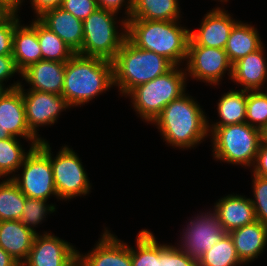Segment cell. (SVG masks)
I'll list each match as a JSON object with an SVG mask.
<instances>
[{"label":"cell","instance_id":"1","mask_svg":"<svg viewBox=\"0 0 267 266\" xmlns=\"http://www.w3.org/2000/svg\"><path fill=\"white\" fill-rule=\"evenodd\" d=\"M162 138L179 149H191L201 144L208 132V118L200 104L188 93L170 102L151 123Z\"/></svg>","mask_w":267,"mask_h":266},{"label":"cell","instance_id":"2","mask_svg":"<svg viewBox=\"0 0 267 266\" xmlns=\"http://www.w3.org/2000/svg\"><path fill=\"white\" fill-rule=\"evenodd\" d=\"M189 31L179 20L129 19L126 23V38L132 44L163 56L174 66H182L187 59Z\"/></svg>","mask_w":267,"mask_h":266},{"label":"cell","instance_id":"3","mask_svg":"<svg viewBox=\"0 0 267 266\" xmlns=\"http://www.w3.org/2000/svg\"><path fill=\"white\" fill-rule=\"evenodd\" d=\"M113 86L111 61L76 53L66 62L62 96L71 107L83 106Z\"/></svg>","mask_w":267,"mask_h":266},{"label":"cell","instance_id":"4","mask_svg":"<svg viewBox=\"0 0 267 266\" xmlns=\"http://www.w3.org/2000/svg\"><path fill=\"white\" fill-rule=\"evenodd\" d=\"M113 64L114 87L121 96L169 71L174 65L153 51L140 49L127 38L116 54Z\"/></svg>","mask_w":267,"mask_h":266},{"label":"cell","instance_id":"5","mask_svg":"<svg viewBox=\"0 0 267 266\" xmlns=\"http://www.w3.org/2000/svg\"><path fill=\"white\" fill-rule=\"evenodd\" d=\"M173 66L155 79L137 86L126 96L130 97L134 111L143 121L152 123L166 105L186 93V71Z\"/></svg>","mask_w":267,"mask_h":266},{"label":"cell","instance_id":"6","mask_svg":"<svg viewBox=\"0 0 267 266\" xmlns=\"http://www.w3.org/2000/svg\"><path fill=\"white\" fill-rule=\"evenodd\" d=\"M213 157L217 161L252 167L260 144L262 131L246 122L222 127H208Z\"/></svg>","mask_w":267,"mask_h":266},{"label":"cell","instance_id":"7","mask_svg":"<svg viewBox=\"0 0 267 266\" xmlns=\"http://www.w3.org/2000/svg\"><path fill=\"white\" fill-rule=\"evenodd\" d=\"M118 21L122 26L119 31ZM118 21L117 13L97 8L83 21V43L78 54L112 62L127 37V21L124 17Z\"/></svg>","mask_w":267,"mask_h":266},{"label":"cell","instance_id":"8","mask_svg":"<svg viewBox=\"0 0 267 266\" xmlns=\"http://www.w3.org/2000/svg\"><path fill=\"white\" fill-rule=\"evenodd\" d=\"M51 152L47 140L34 146L18 169H22L21 174H15L11 178L26 197L48 200L50 196H54L58 199L53 180Z\"/></svg>","mask_w":267,"mask_h":266},{"label":"cell","instance_id":"9","mask_svg":"<svg viewBox=\"0 0 267 266\" xmlns=\"http://www.w3.org/2000/svg\"><path fill=\"white\" fill-rule=\"evenodd\" d=\"M56 154L51 153V165L58 199L67 201L89 194L91 183L77 153L64 145Z\"/></svg>","mask_w":267,"mask_h":266},{"label":"cell","instance_id":"10","mask_svg":"<svg viewBox=\"0 0 267 266\" xmlns=\"http://www.w3.org/2000/svg\"><path fill=\"white\" fill-rule=\"evenodd\" d=\"M182 238L177 247L197 262L203 254L219 242L227 232L223 229L214 210L197 214L183 228Z\"/></svg>","mask_w":267,"mask_h":266},{"label":"cell","instance_id":"11","mask_svg":"<svg viewBox=\"0 0 267 266\" xmlns=\"http://www.w3.org/2000/svg\"><path fill=\"white\" fill-rule=\"evenodd\" d=\"M187 78L219 85L224 74L231 79L232 63L230 62L225 49L205 46H188L187 59L185 62Z\"/></svg>","mask_w":267,"mask_h":266},{"label":"cell","instance_id":"12","mask_svg":"<svg viewBox=\"0 0 267 266\" xmlns=\"http://www.w3.org/2000/svg\"><path fill=\"white\" fill-rule=\"evenodd\" d=\"M19 87L22 90L29 130L41 142L46 141V139L39 137L37 128L44 125H54L61 115L60 113L71 106L62 95L25 89L23 84Z\"/></svg>","mask_w":267,"mask_h":266},{"label":"cell","instance_id":"13","mask_svg":"<svg viewBox=\"0 0 267 266\" xmlns=\"http://www.w3.org/2000/svg\"><path fill=\"white\" fill-rule=\"evenodd\" d=\"M78 259V250L51 232L37 233L27 259L21 266H70Z\"/></svg>","mask_w":267,"mask_h":266},{"label":"cell","instance_id":"14","mask_svg":"<svg viewBox=\"0 0 267 266\" xmlns=\"http://www.w3.org/2000/svg\"><path fill=\"white\" fill-rule=\"evenodd\" d=\"M227 12L223 7L209 10L201 20L199 29H190L188 46L225 49L230 31L238 21Z\"/></svg>","mask_w":267,"mask_h":266},{"label":"cell","instance_id":"15","mask_svg":"<svg viewBox=\"0 0 267 266\" xmlns=\"http://www.w3.org/2000/svg\"><path fill=\"white\" fill-rule=\"evenodd\" d=\"M78 260L81 266H132L131 246L105 228L92 250L85 255L78 250Z\"/></svg>","mask_w":267,"mask_h":266},{"label":"cell","instance_id":"16","mask_svg":"<svg viewBox=\"0 0 267 266\" xmlns=\"http://www.w3.org/2000/svg\"><path fill=\"white\" fill-rule=\"evenodd\" d=\"M0 127L10 136L22 137L34 146L41 143L29 130L20 87L8 89L0 98Z\"/></svg>","mask_w":267,"mask_h":266},{"label":"cell","instance_id":"17","mask_svg":"<svg viewBox=\"0 0 267 266\" xmlns=\"http://www.w3.org/2000/svg\"><path fill=\"white\" fill-rule=\"evenodd\" d=\"M213 210L227 233L256 221L251 199L245 195L233 193L221 197L216 201Z\"/></svg>","mask_w":267,"mask_h":266},{"label":"cell","instance_id":"18","mask_svg":"<svg viewBox=\"0 0 267 266\" xmlns=\"http://www.w3.org/2000/svg\"><path fill=\"white\" fill-rule=\"evenodd\" d=\"M65 68L66 62L40 60L25 69L21 77L30 85L29 90L62 95Z\"/></svg>","mask_w":267,"mask_h":266},{"label":"cell","instance_id":"19","mask_svg":"<svg viewBox=\"0 0 267 266\" xmlns=\"http://www.w3.org/2000/svg\"><path fill=\"white\" fill-rule=\"evenodd\" d=\"M265 46L249 53L232 64L231 80L242 87V90H262L267 82V61Z\"/></svg>","mask_w":267,"mask_h":266},{"label":"cell","instance_id":"20","mask_svg":"<svg viewBox=\"0 0 267 266\" xmlns=\"http://www.w3.org/2000/svg\"><path fill=\"white\" fill-rule=\"evenodd\" d=\"M38 19L56 33L75 53L83 43V21L61 7L45 11Z\"/></svg>","mask_w":267,"mask_h":266},{"label":"cell","instance_id":"21","mask_svg":"<svg viewBox=\"0 0 267 266\" xmlns=\"http://www.w3.org/2000/svg\"><path fill=\"white\" fill-rule=\"evenodd\" d=\"M228 234L243 264L253 262L255 258L261 256L267 245V225L257 220Z\"/></svg>","mask_w":267,"mask_h":266},{"label":"cell","instance_id":"22","mask_svg":"<svg viewBox=\"0 0 267 266\" xmlns=\"http://www.w3.org/2000/svg\"><path fill=\"white\" fill-rule=\"evenodd\" d=\"M36 235L20 220L0 221V247L20 264L27 259Z\"/></svg>","mask_w":267,"mask_h":266},{"label":"cell","instance_id":"23","mask_svg":"<svg viewBox=\"0 0 267 266\" xmlns=\"http://www.w3.org/2000/svg\"><path fill=\"white\" fill-rule=\"evenodd\" d=\"M12 56L17 69L21 73L31 64L42 60L37 30L31 24L22 25L20 21L15 26L12 44Z\"/></svg>","mask_w":267,"mask_h":266},{"label":"cell","instance_id":"24","mask_svg":"<svg viewBox=\"0 0 267 266\" xmlns=\"http://www.w3.org/2000/svg\"><path fill=\"white\" fill-rule=\"evenodd\" d=\"M256 27L237 21L230 31L225 47L230 62L233 64L249 53H253L263 46Z\"/></svg>","mask_w":267,"mask_h":266},{"label":"cell","instance_id":"25","mask_svg":"<svg viewBox=\"0 0 267 266\" xmlns=\"http://www.w3.org/2000/svg\"><path fill=\"white\" fill-rule=\"evenodd\" d=\"M247 91L233 90L224 93L217 103L219 121L208 127H222L230 124L243 123L246 120Z\"/></svg>","mask_w":267,"mask_h":266},{"label":"cell","instance_id":"26","mask_svg":"<svg viewBox=\"0 0 267 266\" xmlns=\"http://www.w3.org/2000/svg\"><path fill=\"white\" fill-rule=\"evenodd\" d=\"M181 10L179 0H133L130 19L175 21Z\"/></svg>","mask_w":267,"mask_h":266},{"label":"cell","instance_id":"27","mask_svg":"<svg viewBox=\"0 0 267 266\" xmlns=\"http://www.w3.org/2000/svg\"><path fill=\"white\" fill-rule=\"evenodd\" d=\"M31 25L37 30L42 60L67 62L76 53L53 31L46 27L38 18Z\"/></svg>","mask_w":267,"mask_h":266},{"label":"cell","instance_id":"28","mask_svg":"<svg viewBox=\"0 0 267 266\" xmlns=\"http://www.w3.org/2000/svg\"><path fill=\"white\" fill-rule=\"evenodd\" d=\"M26 198L11 178L1 181L0 221L20 220Z\"/></svg>","mask_w":267,"mask_h":266},{"label":"cell","instance_id":"29","mask_svg":"<svg viewBox=\"0 0 267 266\" xmlns=\"http://www.w3.org/2000/svg\"><path fill=\"white\" fill-rule=\"evenodd\" d=\"M20 138L11 136L0 140V179L3 177L12 178L18 172L19 167L29 151L34 147L30 143V148L27 152L20 144ZM13 174V175H12ZM11 176V177H10Z\"/></svg>","mask_w":267,"mask_h":266},{"label":"cell","instance_id":"30","mask_svg":"<svg viewBox=\"0 0 267 266\" xmlns=\"http://www.w3.org/2000/svg\"><path fill=\"white\" fill-rule=\"evenodd\" d=\"M198 266H240L244 265L227 233L219 242L207 250L197 262Z\"/></svg>","mask_w":267,"mask_h":266},{"label":"cell","instance_id":"31","mask_svg":"<svg viewBox=\"0 0 267 266\" xmlns=\"http://www.w3.org/2000/svg\"><path fill=\"white\" fill-rule=\"evenodd\" d=\"M132 266H159V243L148 229L139 231L136 249L131 246Z\"/></svg>","mask_w":267,"mask_h":266},{"label":"cell","instance_id":"32","mask_svg":"<svg viewBox=\"0 0 267 266\" xmlns=\"http://www.w3.org/2000/svg\"><path fill=\"white\" fill-rule=\"evenodd\" d=\"M245 122L261 131L267 127V88L247 91Z\"/></svg>","mask_w":267,"mask_h":266},{"label":"cell","instance_id":"33","mask_svg":"<svg viewBox=\"0 0 267 266\" xmlns=\"http://www.w3.org/2000/svg\"><path fill=\"white\" fill-rule=\"evenodd\" d=\"M48 200L26 198L20 221L32 231L38 233L35 229L46 219L47 214L56 210L55 204H48ZM47 203V204H46Z\"/></svg>","mask_w":267,"mask_h":266},{"label":"cell","instance_id":"34","mask_svg":"<svg viewBox=\"0 0 267 266\" xmlns=\"http://www.w3.org/2000/svg\"><path fill=\"white\" fill-rule=\"evenodd\" d=\"M253 198L256 220L267 225V177L252 174Z\"/></svg>","mask_w":267,"mask_h":266},{"label":"cell","instance_id":"35","mask_svg":"<svg viewBox=\"0 0 267 266\" xmlns=\"http://www.w3.org/2000/svg\"><path fill=\"white\" fill-rule=\"evenodd\" d=\"M159 266H198V264L177 246L159 244Z\"/></svg>","mask_w":267,"mask_h":266},{"label":"cell","instance_id":"36","mask_svg":"<svg viewBox=\"0 0 267 266\" xmlns=\"http://www.w3.org/2000/svg\"><path fill=\"white\" fill-rule=\"evenodd\" d=\"M19 20L18 12H12L0 23V55H12L14 29Z\"/></svg>","mask_w":267,"mask_h":266},{"label":"cell","instance_id":"37","mask_svg":"<svg viewBox=\"0 0 267 266\" xmlns=\"http://www.w3.org/2000/svg\"><path fill=\"white\" fill-rule=\"evenodd\" d=\"M61 8L84 21L98 6L96 0H63Z\"/></svg>","mask_w":267,"mask_h":266},{"label":"cell","instance_id":"38","mask_svg":"<svg viewBox=\"0 0 267 266\" xmlns=\"http://www.w3.org/2000/svg\"><path fill=\"white\" fill-rule=\"evenodd\" d=\"M97 6L100 9L112 11L114 13L121 12L122 7L125 6V20L130 19L132 9H133V0H96Z\"/></svg>","mask_w":267,"mask_h":266},{"label":"cell","instance_id":"39","mask_svg":"<svg viewBox=\"0 0 267 266\" xmlns=\"http://www.w3.org/2000/svg\"><path fill=\"white\" fill-rule=\"evenodd\" d=\"M16 73L21 76V72L17 69L13 56L0 55V84L4 85L5 83L3 82L8 81Z\"/></svg>","mask_w":267,"mask_h":266},{"label":"cell","instance_id":"40","mask_svg":"<svg viewBox=\"0 0 267 266\" xmlns=\"http://www.w3.org/2000/svg\"><path fill=\"white\" fill-rule=\"evenodd\" d=\"M251 169V172L255 175L267 177V142L262 140Z\"/></svg>","mask_w":267,"mask_h":266},{"label":"cell","instance_id":"41","mask_svg":"<svg viewBox=\"0 0 267 266\" xmlns=\"http://www.w3.org/2000/svg\"><path fill=\"white\" fill-rule=\"evenodd\" d=\"M25 0H23L24 2ZM63 0H30L32 10L36 13V18L41 16L45 11L61 7Z\"/></svg>","mask_w":267,"mask_h":266},{"label":"cell","instance_id":"42","mask_svg":"<svg viewBox=\"0 0 267 266\" xmlns=\"http://www.w3.org/2000/svg\"><path fill=\"white\" fill-rule=\"evenodd\" d=\"M0 266H21V264L0 247Z\"/></svg>","mask_w":267,"mask_h":266},{"label":"cell","instance_id":"43","mask_svg":"<svg viewBox=\"0 0 267 266\" xmlns=\"http://www.w3.org/2000/svg\"><path fill=\"white\" fill-rule=\"evenodd\" d=\"M6 4L13 12H20V7L23 3V0H0Z\"/></svg>","mask_w":267,"mask_h":266},{"label":"cell","instance_id":"44","mask_svg":"<svg viewBox=\"0 0 267 266\" xmlns=\"http://www.w3.org/2000/svg\"><path fill=\"white\" fill-rule=\"evenodd\" d=\"M13 11L0 1V23L3 22Z\"/></svg>","mask_w":267,"mask_h":266},{"label":"cell","instance_id":"45","mask_svg":"<svg viewBox=\"0 0 267 266\" xmlns=\"http://www.w3.org/2000/svg\"><path fill=\"white\" fill-rule=\"evenodd\" d=\"M22 84V81H17L9 86H4L2 84H0V98L4 95V93L8 90V89H15L18 88L20 85Z\"/></svg>","mask_w":267,"mask_h":266},{"label":"cell","instance_id":"46","mask_svg":"<svg viewBox=\"0 0 267 266\" xmlns=\"http://www.w3.org/2000/svg\"><path fill=\"white\" fill-rule=\"evenodd\" d=\"M11 137L10 134L7 131H3V129L0 127V140L6 139Z\"/></svg>","mask_w":267,"mask_h":266},{"label":"cell","instance_id":"47","mask_svg":"<svg viewBox=\"0 0 267 266\" xmlns=\"http://www.w3.org/2000/svg\"><path fill=\"white\" fill-rule=\"evenodd\" d=\"M263 141L267 142V127L262 131Z\"/></svg>","mask_w":267,"mask_h":266},{"label":"cell","instance_id":"48","mask_svg":"<svg viewBox=\"0 0 267 266\" xmlns=\"http://www.w3.org/2000/svg\"><path fill=\"white\" fill-rule=\"evenodd\" d=\"M70 266H81L80 261L77 259L72 265Z\"/></svg>","mask_w":267,"mask_h":266},{"label":"cell","instance_id":"49","mask_svg":"<svg viewBox=\"0 0 267 266\" xmlns=\"http://www.w3.org/2000/svg\"><path fill=\"white\" fill-rule=\"evenodd\" d=\"M216 1V0H215ZM218 2H223L222 4H224V2L226 3V2H228L229 0H217Z\"/></svg>","mask_w":267,"mask_h":266}]
</instances>
